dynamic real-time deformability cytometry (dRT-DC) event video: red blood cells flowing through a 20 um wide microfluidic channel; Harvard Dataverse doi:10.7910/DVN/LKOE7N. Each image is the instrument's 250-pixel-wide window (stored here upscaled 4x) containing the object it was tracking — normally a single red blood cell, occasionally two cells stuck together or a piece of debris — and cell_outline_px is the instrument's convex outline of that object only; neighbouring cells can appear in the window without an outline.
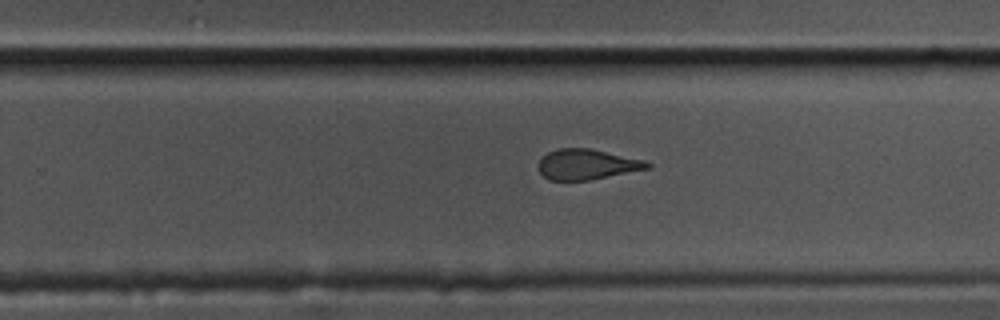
{"species": "common noctule bat (a hibernating species)", "species_latin": "Nyctalus noctula", "temperature_condition": "cold", "stored_images_in_passage": 41, "segment_of_instrument_passage": [1, 2], "camera_frame_rate_fps": 3000, "um_per_image_px": 0.085, "animal": {"sex": "male", "body_mass_g": 17.5, "forearm_length_mm": 52.3}, "frame": {"image": 1, "passage_image": 21, "time_ms": 6.667, "image_size_px": [1000, 320], "cell_outline_px": [[652, 168], [588, 180], [548, 180], [540, 172], [536, 164], [548, 152], [556, 148], [588, 148], [644, 160], [652, 164]], "centroid_in_image_um": [49.88, 13.97], "position_along_channel_um": 279.9, "area_um2": 19.25}}
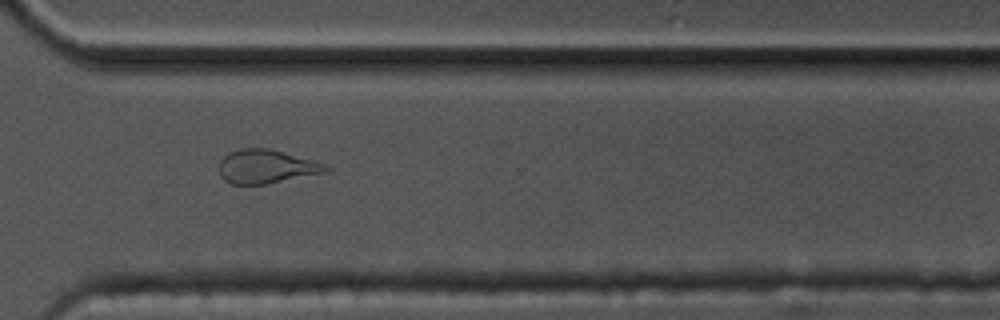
{"frame": {"image": 2, "passage_image": 27, "time_ms": 8.667, "image_size_px": [1000, 320], "cell_outline_px": [[328, 172], [264, 184], [232, 184], [224, 180], [220, 176], [220, 160], [228, 152], [240, 148], [268, 148], [312, 160], [324, 164], [328, 168]], "centroid_in_image_um": [22.59, 14.15], "position_along_channel_um": 348.0, "area_um2": 20.75}}
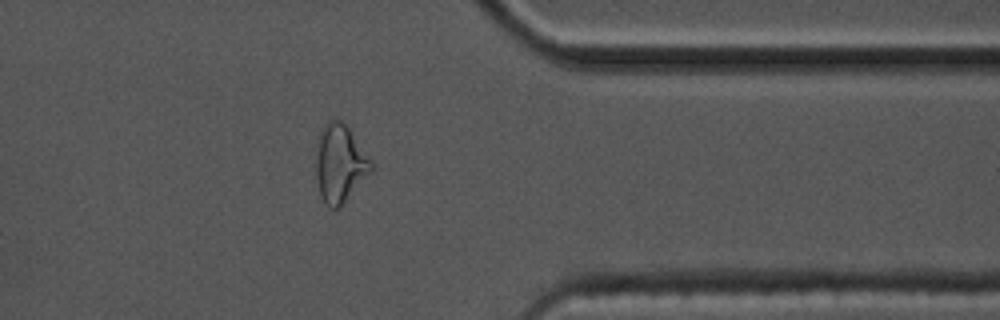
{"frame": {"image": 3, "passage_image": 31, "time_ms": 10.0, "image_size_px": [1000, 320], "cell_outline_px": [[372, 172], [336, 208], [332, 208], [324, 204], [320, 196], [316, 176], [316, 156], [320, 132], [324, 124], [328, 120], [340, 120], [348, 128], [372, 164]], "centroid_in_image_um": [28.85, 13.9], "position_along_channel_um": 382.6, "area_um2": 24.22}}